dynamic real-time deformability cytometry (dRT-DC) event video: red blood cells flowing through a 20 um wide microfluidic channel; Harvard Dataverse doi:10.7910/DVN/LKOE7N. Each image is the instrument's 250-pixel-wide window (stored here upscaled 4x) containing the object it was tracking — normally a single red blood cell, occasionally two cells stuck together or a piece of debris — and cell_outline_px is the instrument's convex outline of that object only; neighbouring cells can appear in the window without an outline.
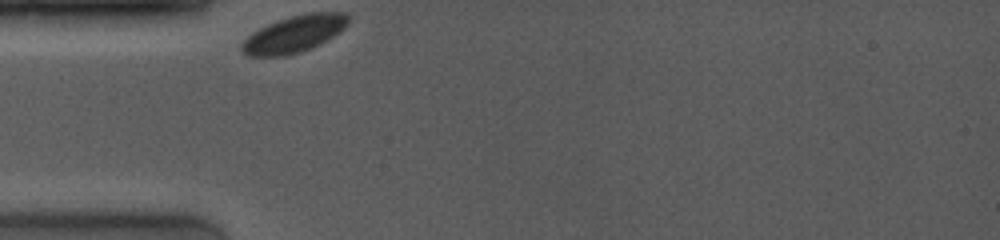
{"species": "common noctule bat (a hibernating species)", "species_latin": "Nyctalus noctula", "temperature_condition": "room temperature", "stored_images_in_passage": 39, "camera_frame_rate_fps": 4000, "um_per_image_px": 0.085, "animal": {"sex": "female", "body_mass_g": 19.0, "forearm_length_mm": 53.3}, "frame": {"image": 1, "passage_image": 1, "time_ms": 0.0, "image_size_px": [1000, 240], "cell_outline_px": [[352, 16], [348, 24], [340, 32], [328, 40], [312, 48], [300, 52], [284, 56], [248, 56], [240, 52], [240, 44], [252, 32], [276, 20], [308, 12], [344, 12]], "centroid_in_image_um": [25.03, 2.89], "position_along_channel_um": 60.0, "area_um2": 23.24}}
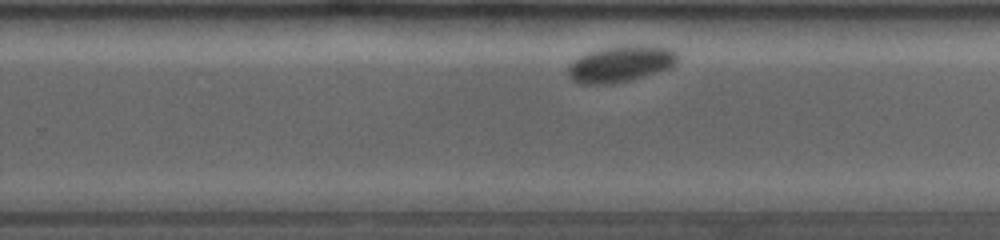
{"frame": {"image": 2, "passage_image": 26, "time_ms": 6.25, "image_size_px": [1000, 240], "cell_outline_px": [[680, 52], [676, 64], [668, 68], [632, 80], [612, 84], [580, 84], [572, 80], [568, 76], [568, 64], [580, 56], [588, 52], [600, 48], [628, 44], [656, 44], [672, 48]], "centroid_in_image_um": [52.81, 5.39], "position_along_channel_um": 277.0, "area_um2": 23.93}}
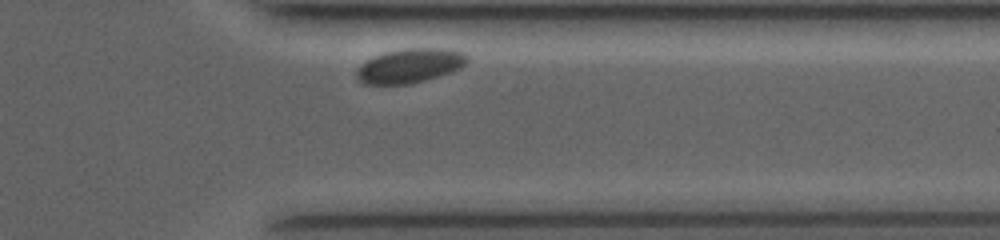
{"frame": {"image": 3, "passage_image": 37, "time_ms": 9.0, "image_size_px": [1000, 240], "cell_outline_px": [[468, 60], [460, 68], [452, 72], [424, 80], [408, 84], [364, 84], [356, 80], [356, 72], [360, 64], [384, 52], [404, 48], [448, 48], [464, 52], [468, 56]], "centroid_in_image_um": [34.84, 5.58], "position_along_channel_um": 376.6, "area_um2": 22.2}}